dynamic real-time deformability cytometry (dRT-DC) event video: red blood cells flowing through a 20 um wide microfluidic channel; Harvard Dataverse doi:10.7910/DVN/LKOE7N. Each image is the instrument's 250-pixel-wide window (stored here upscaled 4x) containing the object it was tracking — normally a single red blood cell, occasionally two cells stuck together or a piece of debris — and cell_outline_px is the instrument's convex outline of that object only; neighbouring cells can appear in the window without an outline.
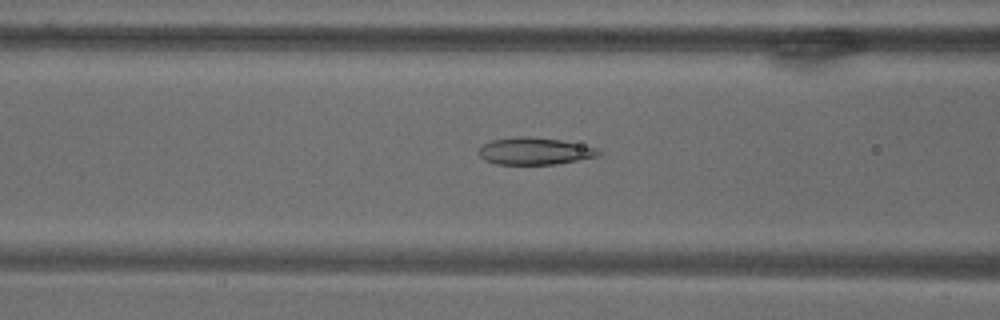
{"species": "common noctule bat (a hibernating species)", "species_latin": "Nyctalus noctula", "temperature_condition": "warm", "stored_images_in_passage": 67, "camera_frame_rate_fps": 3000, "um_per_image_px": 0.085, "animal": {"sex": "male", "body_mass_g": 18.8}, "frame": {"image": 1, "passage_image": 30, "time_ms": 9.667, "image_size_px": [1000, 320], "cell_outline_px": [[600, 156], [556, 164], [496, 164], [484, 160], [476, 152], [484, 144], [492, 140], [516, 136], [528, 136], [560, 140], [596, 148], [600, 152]], "centroid_in_image_um": [45.4, 12.85], "position_along_channel_um": 121.2, "area_um2": 18.84}}
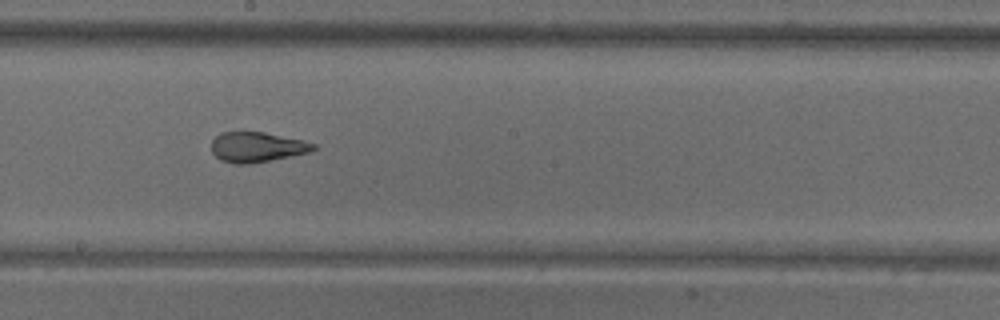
{"frame": {"image": 2, "passage_image": 41, "time_ms": 13.333, "image_size_px": [1000, 320], "cell_outline_px": [[316, 148], [308, 152], [248, 164], [236, 164], [220, 160], [212, 152], [212, 140], [216, 136], [224, 132], [264, 132], [304, 140], [316, 144]], "centroid_in_image_um": [21.83, 12.49], "position_along_channel_um": 226.4, "area_um2": 17.63}}
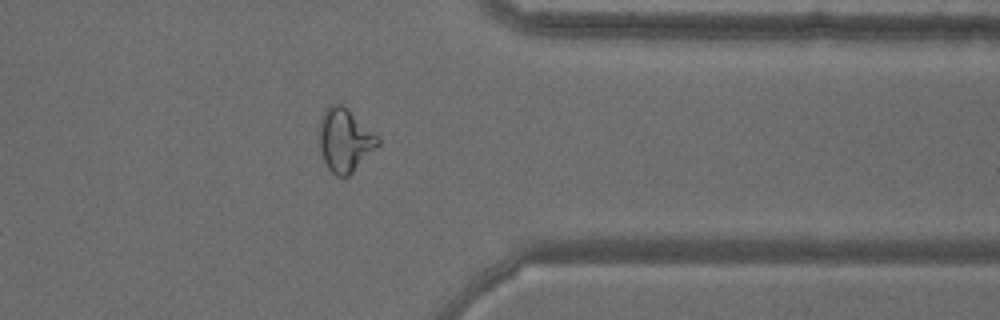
{"frame": {"image": 3, "passage_image": 58, "time_ms": 19.0, "image_size_px": [1000, 320], "cell_outline_px": [[380, 144], [348, 176], [336, 176], [328, 168], [324, 160], [320, 148], [320, 120], [324, 108], [328, 104], [340, 104], [348, 108], [380, 136]], "centroid_in_image_um": [29.33, 11.87], "position_along_channel_um": 382.1, "area_um2": 21.68}}